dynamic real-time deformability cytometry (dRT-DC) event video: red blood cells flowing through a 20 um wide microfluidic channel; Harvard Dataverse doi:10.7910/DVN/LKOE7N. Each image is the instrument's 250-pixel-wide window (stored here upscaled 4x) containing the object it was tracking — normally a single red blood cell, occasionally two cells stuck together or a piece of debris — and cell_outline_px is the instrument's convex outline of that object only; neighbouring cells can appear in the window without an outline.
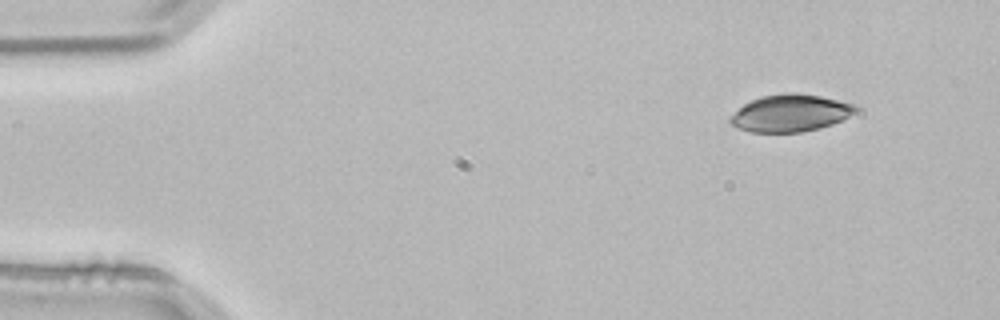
{"species": "common noctule bat (a hibernating species)", "species_latin": "Nyctalus noctula", "temperature_condition": "room temperature", "stored_images_in_passage": 4, "camera_frame_rate_fps": 3000, "um_per_image_px": 0.085, "animal": {"sex": "male", "body_mass_g": 21.5, "forearm_length_mm": 52.0}, "frame": {"image": 1, "passage_image": 1, "time_ms": 0.0, "image_size_px": [1000, 320], "cell_outline_px": [[860, 108], [856, 112], [832, 124], [820, 128], [800, 132], [752, 132], [740, 128], [732, 124], [728, 120], [744, 104], [760, 96], [784, 92], [796, 92], [820, 96], [856, 104]], "centroid_in_image_um": [67.22, 9.59], "position_along_channel_um": 17.8, "area_um2": 27.05}}